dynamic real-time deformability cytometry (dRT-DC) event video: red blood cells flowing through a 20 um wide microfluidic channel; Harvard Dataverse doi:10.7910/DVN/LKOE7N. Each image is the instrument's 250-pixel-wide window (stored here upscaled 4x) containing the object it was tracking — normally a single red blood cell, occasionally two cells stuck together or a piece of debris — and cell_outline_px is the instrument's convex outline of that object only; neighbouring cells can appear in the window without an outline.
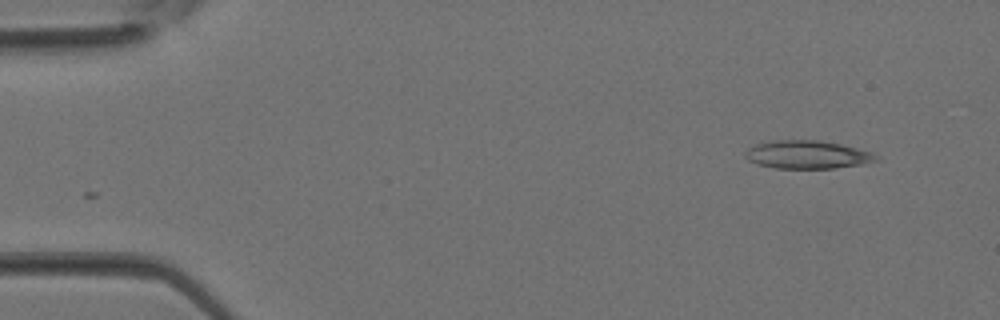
{"species": "Egyptian fruit bat (a non-hibernating species)", "species_latin": "Rousettus aegyptiacus", "temperature_condition": "room temperature", "stored_images_in_passage": 4, "camera_frame_rate_fps": 3000, "um_per_image_px": 0.085, "animal": {"sex": "female"}, "frame": {"image": 1, "passage_image": 4, "time_ms": 1.0, "image_size_px": [1000, 320], "cell_outline_px": [[880, 160], [860, 164], [832, 168], [776, 168], [756, 164], [748, 160], [744, 156], [744, 152], [748, 148], [756, 144], [772, 140], [816, 140], [840, 144], [872, 152], [880, 156]], "centroid_in_image_um": [68.6, 13.14], "position_along_channel_um": 16.4, "area_um2": 21.44}}